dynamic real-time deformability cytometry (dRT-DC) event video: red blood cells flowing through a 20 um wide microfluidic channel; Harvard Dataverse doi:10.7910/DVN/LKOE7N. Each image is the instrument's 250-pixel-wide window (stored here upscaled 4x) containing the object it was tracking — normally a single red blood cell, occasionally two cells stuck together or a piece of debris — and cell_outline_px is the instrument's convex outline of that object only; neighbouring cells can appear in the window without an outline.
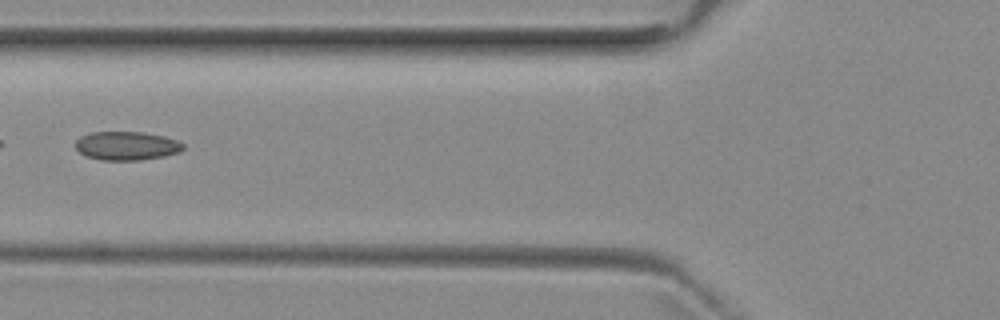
{"species": "common noctule bat (a hibernating species)", "species_latin": "Nyctalus noctula", "temperature_condition": "room temperature", "stored_images_in_passage": 6, "camera_frame_rate_fps": 3000, "um_per_image_px": 0.085, "animal": {"sex": "female", "body_mass_g": 29.2, "forearm_length_mm": 56.3}, "frame": {"image": 1, "passage_image": 5, "time_ms": 6.0, "image_size_px": [1000, 320], "cell_outline_px": [[184, 148], [180, 152], [164, 156], [140, 160], [100, 160], [84, 156], [76, 148], [76, 140], [80, 136], [92, 132], [144, 132], [164, 136], [176, 140], [184, 144]], "centroid_in_image_um": [10.76, 12.39], "position_along_channel_um": 115.0, "area_um2": 18.09}}
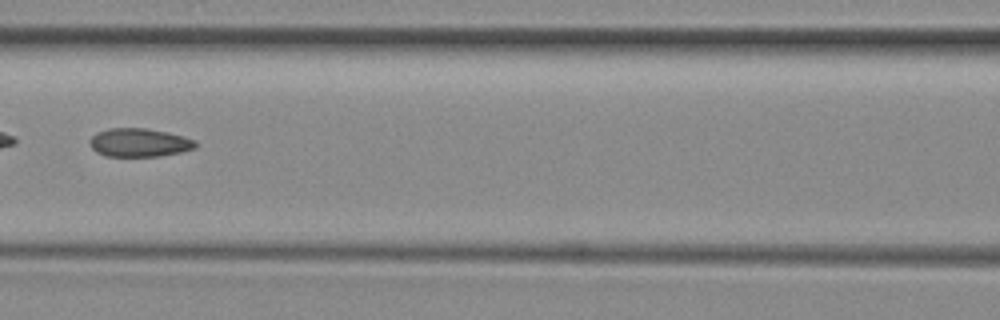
{"frame": {"image": 2, "passage_image": 6, "time_ms": 7.0, "image_size_px": [1000, 320], "cell_outline_px": [[200, 144], [196, 148], [180, 152], [160, 156], [104, 156], [96, 152], [88, 144], [92, 136], [96, 132], [108, 128], [148, 128], [184, 136], [196, 140]], "centroid_in_image_um": [11.85, 12.11], "position_along_channel_um": 154.8, "area_um2": 17.8}}